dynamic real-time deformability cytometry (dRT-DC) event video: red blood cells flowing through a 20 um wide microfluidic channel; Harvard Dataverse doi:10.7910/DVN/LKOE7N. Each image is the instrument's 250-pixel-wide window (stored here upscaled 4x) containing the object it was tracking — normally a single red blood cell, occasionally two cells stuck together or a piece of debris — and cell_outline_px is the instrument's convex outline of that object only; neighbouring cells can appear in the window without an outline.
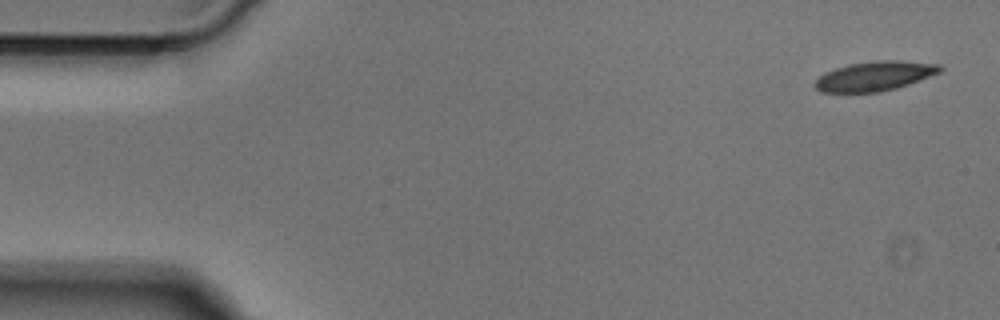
{"species": "Egyptian fruit bat (a non-hibernating species)", "species_latin": "Rousettus aegyptiacus", "temperature_condition": "cold", "stored_images_in_passage": 4, "camera_frame_rate_fps": 3000, "um_per_image_px": 0.085, "animal": {"sex": "male"}, "frame": {"image": 1, "passage_image": 1, "time_ms": 0.0, "image_size_px": [1000, 320], "cell_outline_px": [[944, 68], [940, 72], [908, 84], [896, 88], [880, 92], [820, 92], [812, 84], [824, 72], [848, 64], [876, 60], [900, 60], [940, 64]], "centroid_in_image_um": [74.34, 6.46], "position_along_channel_um": 10.7, "area_um2": 21.56}}
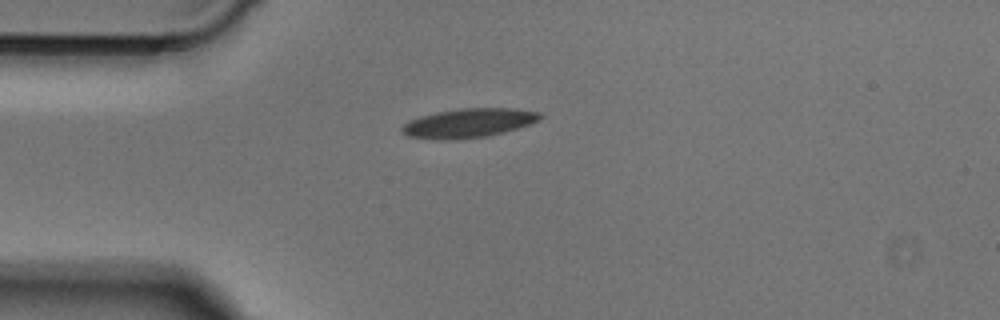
{"frame": {"image": 2, "passage_image": 4, "time_ms": 1.0, "image_size_px": [1000, 320], "cell_outline_px": [[544, 116], [540, 120], [504, 132], [488, 136], [448, 140], [440, 140], [408, 136], [400, 132], [400, 128], [404, 124], [420, 116], [440, 112], [464, 108], [512, 108], [540, 112]], "centroid_in_image_um": [39.84, 10.46], "position_along_channel_um": 45.2, "area_um2": 23.24}}